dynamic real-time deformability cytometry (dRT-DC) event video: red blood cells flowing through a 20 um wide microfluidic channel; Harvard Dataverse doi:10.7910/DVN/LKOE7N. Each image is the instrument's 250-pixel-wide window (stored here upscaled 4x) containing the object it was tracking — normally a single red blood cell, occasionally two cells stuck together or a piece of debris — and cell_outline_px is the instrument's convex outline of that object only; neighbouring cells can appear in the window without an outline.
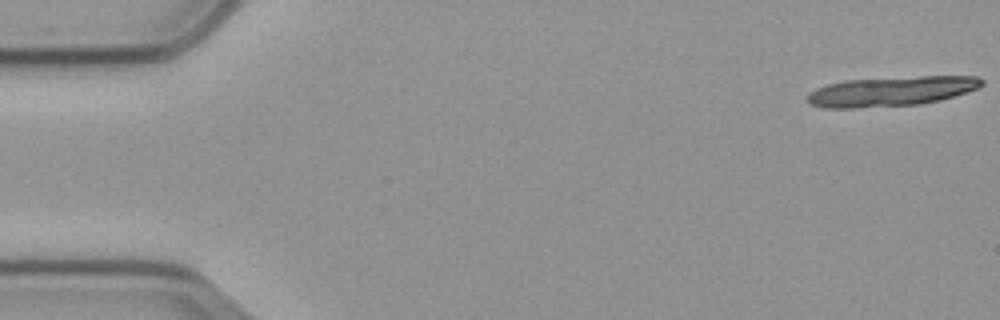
{"species": "common noctule bat (a hibernating species)", "species_latin": "Nyctalus noctula", "temperature_condition": "cold", "stored_images_in_passage": 19, "camera_frame_rate_fps": 3000, "um_per_image_px": 0.085, "animal": {"sex": "male", "body_mass_g": 23.1, "forearm_length_mm": 52.7}, "frame": {"image": 1, "passage_image": 1, "time_ms": 0.0, "image_size_px": [1000, 320], "cell_outline_px": [[984, 84], [980, 88], [968, 92], [940, 100], [920, 104], [852, 108], [824, 108], [812, 104], [808, 100], [808, 92], [816, 88], [828, 84], [844, 80], [920, 76], [980, 76], [984, 80]], "centroid_in_image_um": [75.81, 7.75], "position_along_channel_um": 9.2, "area_um2": 30.35}}